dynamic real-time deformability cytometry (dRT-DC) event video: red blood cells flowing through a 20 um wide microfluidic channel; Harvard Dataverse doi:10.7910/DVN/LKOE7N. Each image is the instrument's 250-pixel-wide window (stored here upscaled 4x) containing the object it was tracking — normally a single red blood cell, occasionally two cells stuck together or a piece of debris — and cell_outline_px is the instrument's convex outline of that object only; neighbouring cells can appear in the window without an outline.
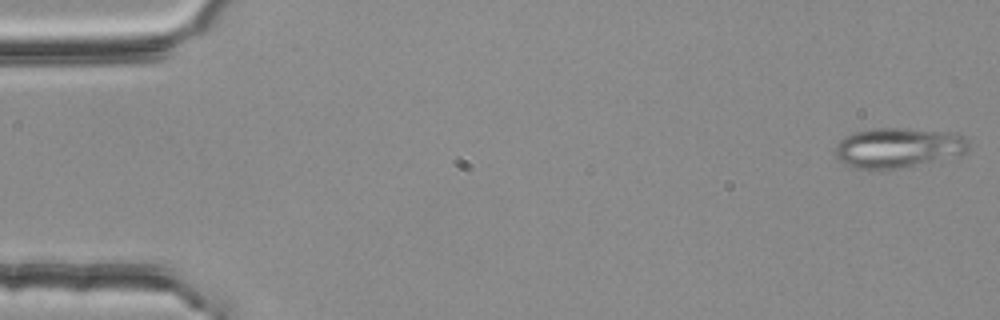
{"species": "common noctule bat (a hibernating species)", "species_latin": "Nyctalus noctula", "temperature_condition": "room temperature", "stored_images_in_passage": 34, "segment_of_instrument_passage": [1, 2], "camera_frame_rate_fps": 3000, "um_per_image_px": 0.085, "animal": {"sex": "female", "body_mass_g": 25.1}, "frame": {"image": 1, "passage_image": 1, "time_ms": 0.0, "image_size_px": [1000, 320], "cell_outline_px": [[968, 148], [964, 152], [932, 160], [896, 168], [856, 168], [844, 164], [836, 156], [836, 144], [844, 136], [856, 132], [872, 128], [904, 128], [960, 132], [968, 140]], "centroid_in_image_um": [76.32, 12.5], "position_along_channel_um": 8.7, "area_um2": 30.46}}